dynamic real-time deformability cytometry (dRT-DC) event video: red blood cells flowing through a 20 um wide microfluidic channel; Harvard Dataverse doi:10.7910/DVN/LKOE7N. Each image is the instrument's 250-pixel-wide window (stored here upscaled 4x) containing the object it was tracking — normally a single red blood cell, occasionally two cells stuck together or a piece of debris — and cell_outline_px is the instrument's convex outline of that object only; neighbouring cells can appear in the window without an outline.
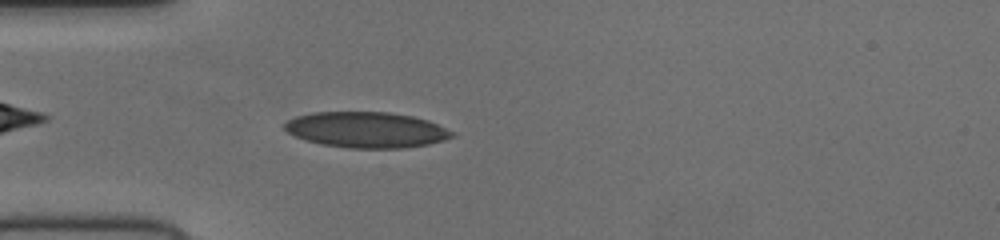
{"species": "human", "species_latin": "Homo sapiens", "temperature_condition": "cold", "stored_images_in_passage": 38, "camera_frame_rate_fps": 3000, "um_per_image_px": 0.085, "donor": {"sex": "female"}, "frame": {"image": 1, "passage_image": 1, "time_ms": 0.0, "image_size_px": [1000, 240], "cell_outline_px": [[452, 136], [444, 140], [428, 144], [404, 148], [348, 148], [320, 144], [296, 136], [288, 132], [284, 128], [284, 124], [288, 120], [296, 116], [316, 112], [388, 112], [412, 116], [428, 120], [452, 132]], "centroid_in_image_um": [31.12, 11.03], "position_along_channel_um": 53.9, "area_um2": 34.56}}
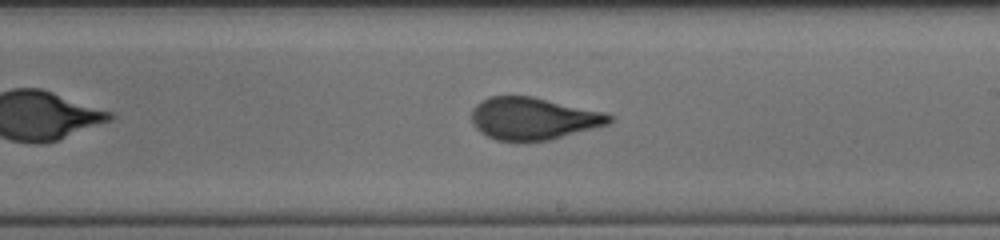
{"frame": {"image": 2, "passage_image": 16, "time_ms": 5.0, "image_size_px": [1000, 240], "cell_outline_px": [[612, 120], [608, 124], [548, 140], [496, 140], [480, 132], [476, 128], [472, 120], [472, 108], [480, 100], [488, 96], [532, 96], [604, 112], [612, 116]], "centroid_in_image_um": [45.29, 10.05], "position_along_channel_um": 243.7, "area_um2": 33.52}}
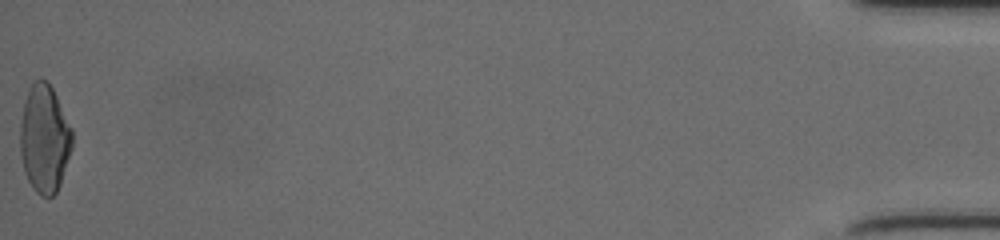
{"frame": {"image": 3, "passage_image": 38, "time_ms": 12.333, "image_size_px": [1000, 240], "cell_outline_px": [[72, 148], [60, 184], [56, 192], [52, 196], [40, 196], [32, 188], [24, 172], [20, 152], [20, 128], [24, 104], [32, 80], [40, 76], [52, 88], [72, 128]], "centroid_in_image_um": [3.77, 11.8], "position_along_channel_um": 431.4, "area_um2": 32.71}}